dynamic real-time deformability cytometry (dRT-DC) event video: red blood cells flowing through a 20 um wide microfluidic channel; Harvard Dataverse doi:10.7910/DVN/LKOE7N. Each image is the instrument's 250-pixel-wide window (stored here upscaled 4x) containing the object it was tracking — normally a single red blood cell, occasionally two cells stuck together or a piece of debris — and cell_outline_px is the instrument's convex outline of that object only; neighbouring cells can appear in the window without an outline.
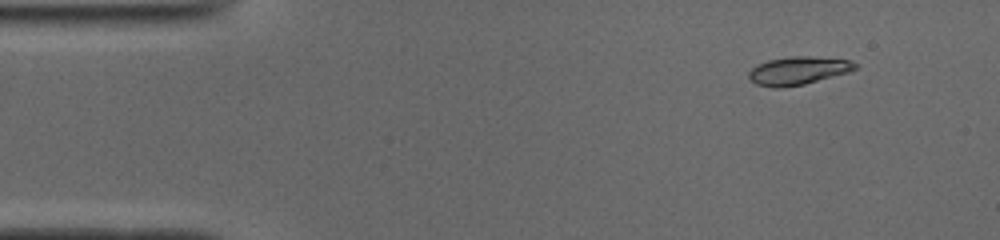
{"species": "common noctule bat (a hibernating species)", "species_latin": "Nyctalus noctula", "temperature_condition": "cold", "stored_images_in_passage": 51, "camera_frame_rate_fps": 3000, "um_per_image_px": 0.085, "animal": {"sex": "male", "body_mass_g": 19.0, "forearm_length_mm": 50.8}, "frame": {"image": 1, "passage_image": 5, "time_ms": 1.333, "image_size_px": [1000, 240], "cell_outline_px": [[856, 68], [848, 72], [804, 84], [780, 88], [776, 88], [756, 84], [748, 80], [748, 72], [756, 64], [768, 60], [792, 56], [808, 56], [852, 60], [856, 64]], "centroid_in_image_um": [67.79, 6.0], "position_along_channel_um": 17.2, "area_um2": 17.4}}
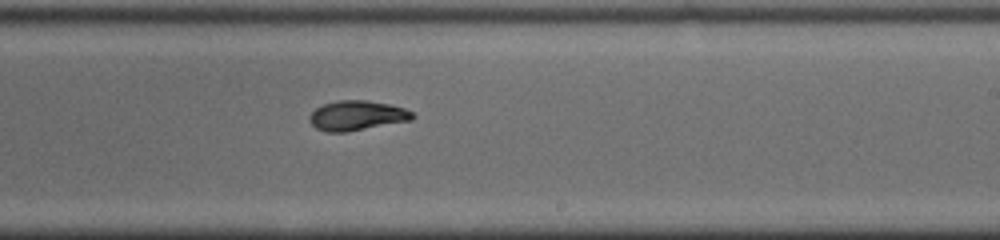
{"frame": {"image": 2, "passage_image": 30, "time_ms": 9.667, "image_size_px": [1000, 240], "cell_outline_px": [[416, 116], [412, 120], [348, 132], [324, 132], [316, 128], [308, 120], [308, 116], [316, 108], [324, 104], [340, 100], [364, 100], [388, 104], [404, 108], [412, 112]], "centroid_in_image_um": [30.33, 9.83], "position_along_channel_um": 258.7, "area_um2": 17.92}}
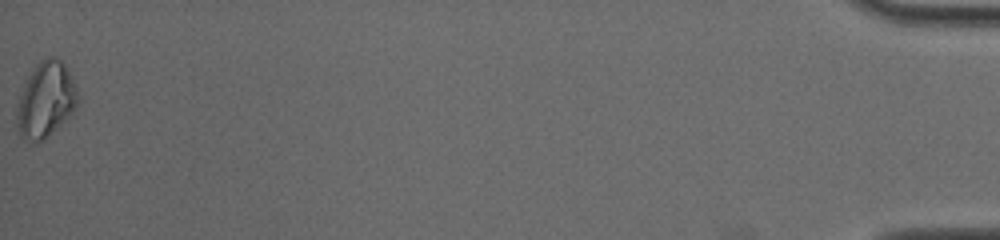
{"frame": {"image": 3, "passage_image": 51, "time_ms": 16.667, "image_size_px": [1000, 240], "cell_outline_px": [[80, 100], [76, 108], [44, 140], [24, 140], [20, 136], [16, 124], [16, 104], [24, 84], [28, 76], [36, 64], [44, 56], [52, 56], [60, 60], [68, 68], [72, 76], [80, 96]], "centroid_in_image_um": [3.89, 8.45], "position_along_channel_um": 431.3, "area_um2": 27.05}, "authors_computed_cell_mechanics": {"area_um2": 17.9758, "velocity_mm_per_s": 3.9218, "shape_relaxation_time_tau1_ms": 6.4176, "shape_relaxation_time_tau2_ms": 2.1598, "deformation_change_tau1": 0.1776, "deformation_change_tau2": 0.0599}}